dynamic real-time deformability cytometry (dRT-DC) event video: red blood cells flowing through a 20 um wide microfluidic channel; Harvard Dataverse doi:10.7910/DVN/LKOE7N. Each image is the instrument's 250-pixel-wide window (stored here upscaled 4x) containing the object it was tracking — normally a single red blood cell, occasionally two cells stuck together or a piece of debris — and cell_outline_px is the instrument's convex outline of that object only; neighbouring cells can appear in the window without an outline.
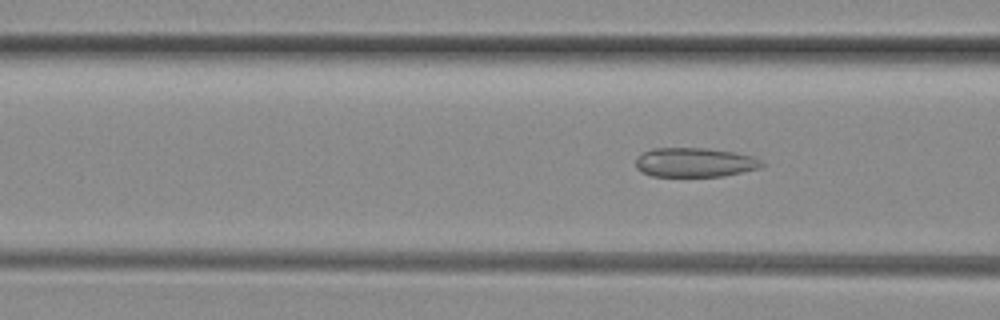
{"species": "common noctule bat (a hibernating species)", "species_latin": "Nyctalus noctula", "temperature_condition": "room temperature", "stored_images_in_passage": 3, "camera_frame_rate_fps": 3000, "um_per_image_px": 0.085, "animal": {"sex": "female", "body_mass_g": 29.2, "forearm_length_mm": 56.3}, "frame": {"image": 1, "passage_image": 3, "time_ms": 0.667, "image_size_px": [1000, 320], "cell_outline_px": [[768, 164], [760, 168], [724, 176], [652, 176], [636, 168], [636, 156], [652, 148], [708, 148], [736, 152], [752, 156]], "centroid_in_image_um": [59.09, 13.8], "position_along_channel_um": 107.5, "area_um2": 21.68}}